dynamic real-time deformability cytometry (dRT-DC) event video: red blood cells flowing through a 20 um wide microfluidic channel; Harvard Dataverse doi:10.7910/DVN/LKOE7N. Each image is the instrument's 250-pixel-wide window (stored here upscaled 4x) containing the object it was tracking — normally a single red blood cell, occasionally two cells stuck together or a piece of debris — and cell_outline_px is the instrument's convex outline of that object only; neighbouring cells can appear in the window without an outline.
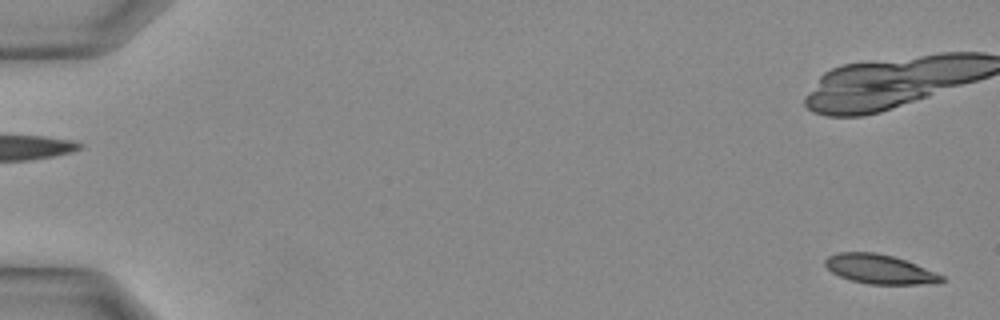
{"species": "Egyptian fruit bat (a non-hibernating species)", "species_latin": "Rousettus aegyptiacus", "temperature_condition": "warm", "stored_images_in_passage": 12, "camera_frame_rate_fps": 3000, "um_per_image_px": 0.085, "animal": {"sex": "female"}, "frame": {"image": 1, "passage_image": 1, "time_ms": 0.0, "image_size_px": [1000, 320], "cell_outline_px": [[944, 280], [940, 284], [868, 284], [852, 280], [840, 276], [832, 272], [824, 264], [824, 260], [828, 256], [836, 252], [876, 252], [892, 256], [916, 264], [936, 272], [944, 276]], "centroid_in_image_um": [74.79, 22.88], "position_along_channel_um": 10.2, "area_um2": 19.94}}